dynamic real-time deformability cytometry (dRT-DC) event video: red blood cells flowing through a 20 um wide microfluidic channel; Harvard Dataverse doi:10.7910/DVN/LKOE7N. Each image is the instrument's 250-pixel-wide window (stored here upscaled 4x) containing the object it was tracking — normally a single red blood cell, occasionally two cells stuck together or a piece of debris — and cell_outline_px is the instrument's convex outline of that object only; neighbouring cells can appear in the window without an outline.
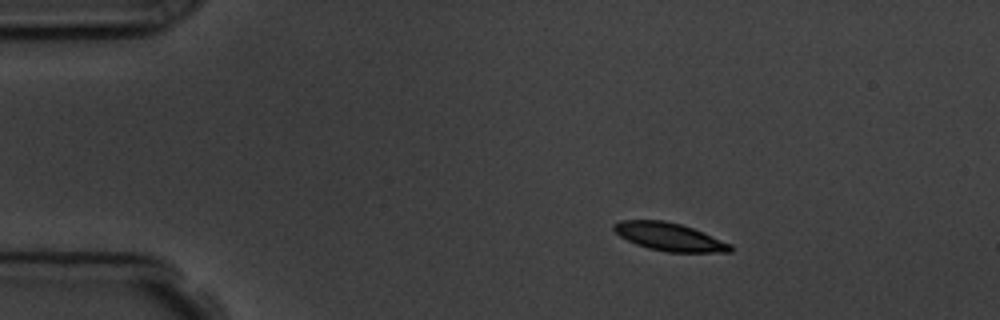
{"species": "common noctule bat (a hibernating species)", "species_latin": "Nyctalus noctula", "temperature_condition": "room temperature", "stored_images_in_passage": 4, "camera_frame_rate_fps": 3000, "um_per_image_px": 0.085, "animal": {"sex": "male", "body_mass_g": 19.5, "forearm_length_mm": 54.6}, "frame": {"image": 1, "passage_image": 2, "time_ms": 1.333, "image_size_px": [1000, 320], "cell_outline_px": [[732, 252], [668, 252], [648, 248], [636, 244], [620, 236], [612, 228], [612, 224], [620, 220], [664, 220], [680, 224], [704, 232], [732, 244]], "centroid_in_image_um": [56.9, 20.12], "position_along_channel_um": 28.1, "area_um2": 19.02}}